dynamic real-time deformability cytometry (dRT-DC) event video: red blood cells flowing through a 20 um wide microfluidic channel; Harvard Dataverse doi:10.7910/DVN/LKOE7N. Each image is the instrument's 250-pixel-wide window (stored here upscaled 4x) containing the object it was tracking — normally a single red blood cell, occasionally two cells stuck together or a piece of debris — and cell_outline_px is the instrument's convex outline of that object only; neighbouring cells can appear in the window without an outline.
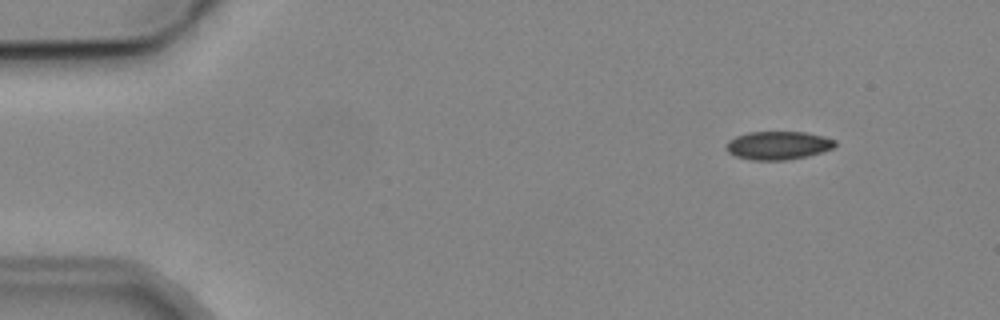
{"species": "common noctule bat (a hibernating species)", "species_latin": "Nyctalus noctula", "temperature_condition": "cold", "stored_images_in_passage": 5, "camera_frame_rate_fps": 3000, "um_per_image_px": 0.085, "animal": {"sex": "male", "body_mass_g": 19.2, "forearm_length_mm": 51.8}, "frame": {"image": 1, "passage_image": 2, "time_ms": 1.0, "image_size_px": [1000, 320], "cell_outline_px": [[836, 144], [832, 148], [808, 156], [784, 160], [752, 160], [736, 156], [728, 152], [728, 140], [736, 136], [748, 132], [804, 132], [824, 136], [836, 140]], "centroid_in_image_um": [66.15, 12.35], "position_along_channel_um": 18.8, "area_um2": 17.8}}
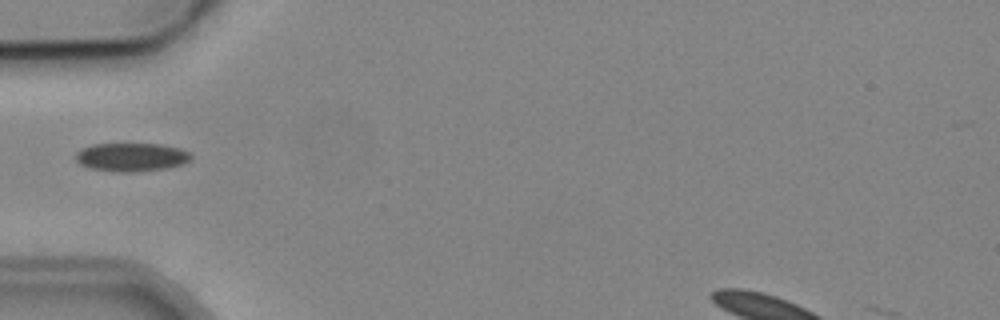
{"frame": {"image": 2, "passage_image": 5, "time_ms": 5.0, "image_size_px": [1000, 320], "cell_outline_px": [[192, 160], [184, 164], [168, 168], [136, 172], [120, 172], [88, 168], [80, 164], [76, 160], [76, 152], [80, 148], [92, 144], [160, 144], [180, 148], [192, 152]], "centroid_in_image_um": [11.21, 13.35], "position_along_channel_um": 73.8, "area_um2": 19.48}}